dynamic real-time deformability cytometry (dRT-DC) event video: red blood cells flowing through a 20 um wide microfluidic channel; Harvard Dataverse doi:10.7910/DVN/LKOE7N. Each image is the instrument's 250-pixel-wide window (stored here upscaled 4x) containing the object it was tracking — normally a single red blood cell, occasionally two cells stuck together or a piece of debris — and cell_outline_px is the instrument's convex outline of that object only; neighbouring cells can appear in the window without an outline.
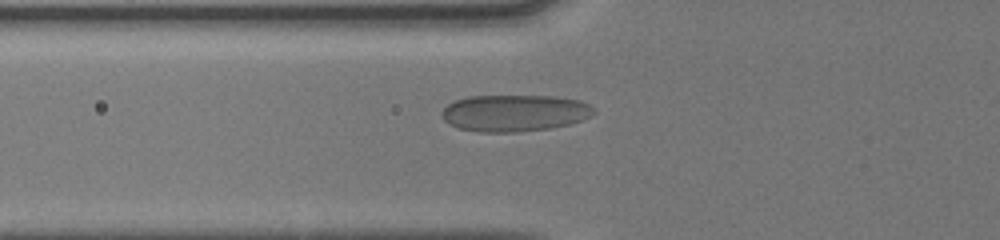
{"species": "human", "species_latin": "Homo sapiens", "temperature_condition": "cold", "stored_images_in_passage": 35, "camera_frame_rate_fps": 3000, "um_per_image_px": 0.085, "donor": {"sex": "male"}, "frame": {"image": 1, "passage_image": 4, "time_ms": 1.0, "image_size_px": [1000, 240], "cell_outline_px": [[596, 112], [592, 116], [568, 124], [548, 128], [516, 132], [476, 132], [456, 128], [448, 124], [440, 116], [440, 112], [448, 104], [456, 100], [468, 96], [556, 96], [580, 100], [588, 104]], "centroid_in_image_um": [43.68, 9.61], "position_along_channel_um": 82.1, "area_um2": 32.71}}
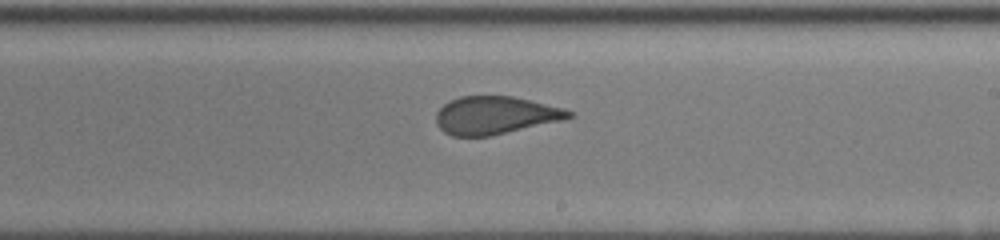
{"frame": {"image": 2, "passage_image": 16, "time_ms": 5.0, "image_size_px": [1000, 240], "cell_outline_px": [[576, 116], [564, 120], [492, 136], [452, 136], [444, 132], [436, 124], [436, 112], [448, 100], [460, 96], [512, 96], [564, 108], [576, 112]], "centroid_in_image_um": [42.13, 9.8], "position_along_channel_um": 246.9, "area_um2": 29.65}}
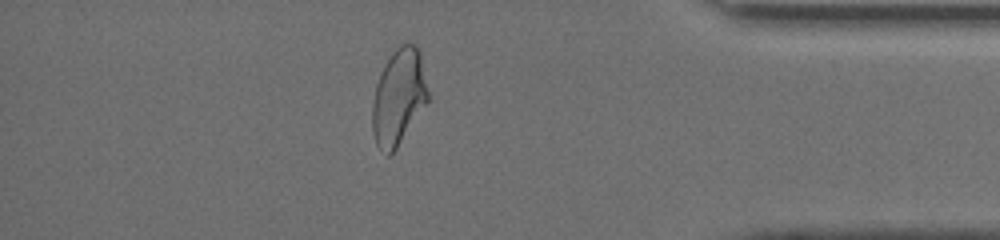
{"frame": {"image": 3, "passage_image": 29, "time_ms": 9.333, "image_size_px": [1000, 240], "cell_outline_px": [[428, 100], [396, 148], [388, 156], [376, 144], [372, 132], [372, 104], [376, 84], [380, 72], [384, 64], [392, 52], [400, 44], [416, 44], [420, 52], [428, 92]], "centroid_in_image_um": [33.86, 8.22], "position_along_channel_um": 401.3, "area_um2": 30.75}, "authors_computed_cell_mechanics": {"area_um2": 30.923, "velocity_mm_per_s": 4.1278, "shape_relaxation_time_tau1_ms": null, "shape_relaxation_time_tau2_ms": 0.6435, "deformation_change_tau1": null, "deformation_change_tau2": 0.0704}}